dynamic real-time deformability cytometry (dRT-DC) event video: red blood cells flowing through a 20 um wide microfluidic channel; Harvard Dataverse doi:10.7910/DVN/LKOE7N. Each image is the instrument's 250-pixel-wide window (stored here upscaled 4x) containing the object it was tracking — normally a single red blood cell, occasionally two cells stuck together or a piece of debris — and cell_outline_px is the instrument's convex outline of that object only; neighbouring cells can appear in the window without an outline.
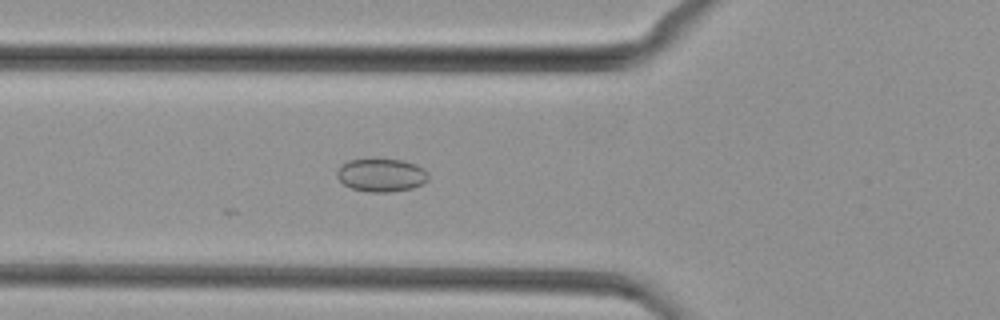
{"species": "common noctule bat (a hibernating species)", "species_latin": "Nyctalus noctula", "temperature_condition": "cold", "stored_images_in_passage": 48, "camera_frame_rate_fps": 3000, "um_per_image_px": 0.085, "animal": {"sex": "female", "body_mass_g": 29.2, "forearm_length_mm": 56.3}, "frame": {"image": 1, "passage_image": 17, "time_ms": 5.333, "image_size_px": [1000, 320], "cell_outline_px": [[428, 180], [412, 188], [388, 192], [368, 192], [352, 188], [344, 184], [336, 176], [336, 172], [340, 164], [348, 160], [404, 160], [416, 164], [424, 168], [428, 172]], "centroid_in_image_um": [32.41, 14.88], "position_along_channel_um": 93.4, "area_um2": 17.57}}
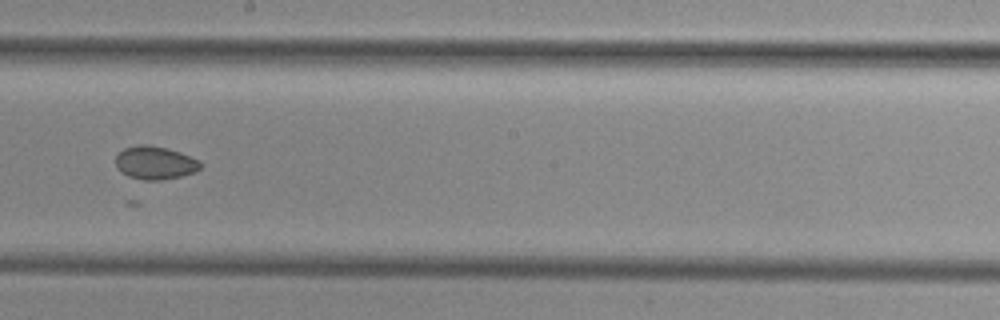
{"frame": {"image": 2, "passage_image": 27, "time_ms": 8.667, "image_size_px": [1000, 320], "cell_outline_px": [[200, 168], [196, 172], [180, 176], [160, 180], [144, 180], [128, 176], [120, 172], [116, 168], [116, 156], [124, 148], [136, 144], [144, 144], [164, 148], [180, 152], [196, 160], [200, 164]], "centroid_in_image_um": [13.12, 13.84], "position_along_channel_um": 235.1, "area_um2": 16.18}}
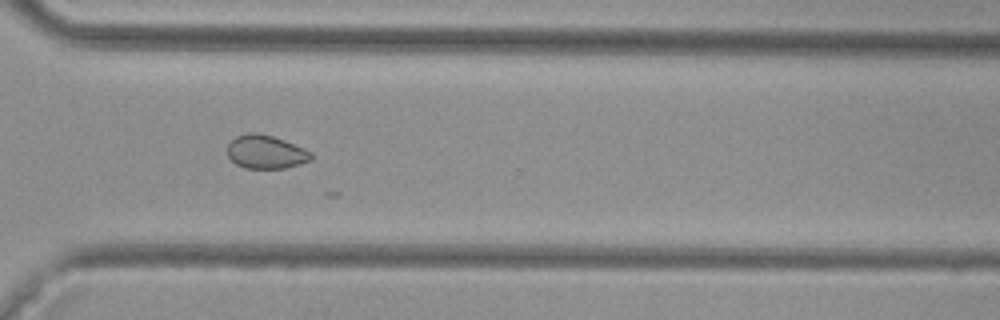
{"frame": {"image": 3, "passage_image": 35, "time_ms": 11.333, "image_size_px": [1000, 320], "cell_outline_px": [[312, 160], [300, 164], [284, 168], [244, 168], [236, 164], [228, 156], [228, 144], [236, 136], [252, 132], [256, 132], [272, 136], [284, 140], [304, 148], [312, 152]], "centroid_in_image_um": [22.61, 12.92], "position_along_channel_um": 348.0, "area_um2": 16.3}}